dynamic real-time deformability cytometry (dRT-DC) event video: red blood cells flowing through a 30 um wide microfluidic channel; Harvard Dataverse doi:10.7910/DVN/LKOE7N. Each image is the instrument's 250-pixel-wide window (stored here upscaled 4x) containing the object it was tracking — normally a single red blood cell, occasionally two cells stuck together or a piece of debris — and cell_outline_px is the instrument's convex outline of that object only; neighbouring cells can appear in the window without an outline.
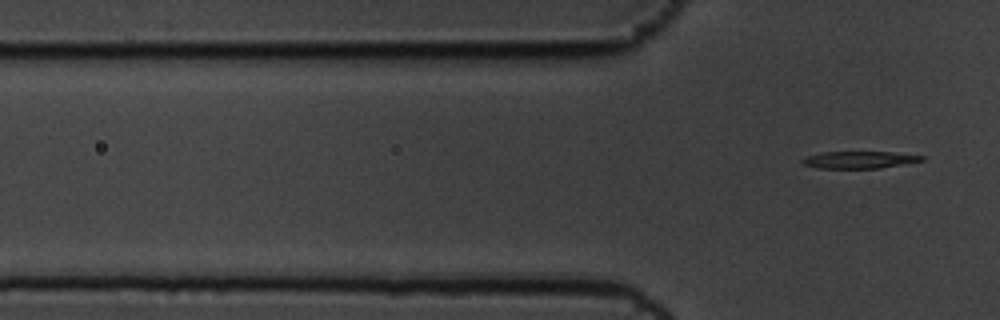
{"species": "common noctule bat (a hibernating species)", "species_latin": "Nyctalus noctula", "temperature_condition": "cold", "stored_images_in_passage": 7, "segment_of_instrument_passage": [2, 2], "camera_frame_rate_fps": 3000, "um_per_image_px": 0.085, "animal": {"sex": "male", "body_mass_g": 19.5, "forearm_length_mm": 54.6}, "frame": {"image": 1, "passage_image": 7, "time_ms": 2.0, "image_size_px": [1000, 320], "cell_outline_px": [[924, 160], [880, 168], [816, 168], [800, 164], [800, 160], [808, 156], [820, 152], [888, 152], [924, 156]], "centroid_in_image_um": [72.95, 13.59], "position_along_channel_um": 52.8, "area_um2": 11.79}}